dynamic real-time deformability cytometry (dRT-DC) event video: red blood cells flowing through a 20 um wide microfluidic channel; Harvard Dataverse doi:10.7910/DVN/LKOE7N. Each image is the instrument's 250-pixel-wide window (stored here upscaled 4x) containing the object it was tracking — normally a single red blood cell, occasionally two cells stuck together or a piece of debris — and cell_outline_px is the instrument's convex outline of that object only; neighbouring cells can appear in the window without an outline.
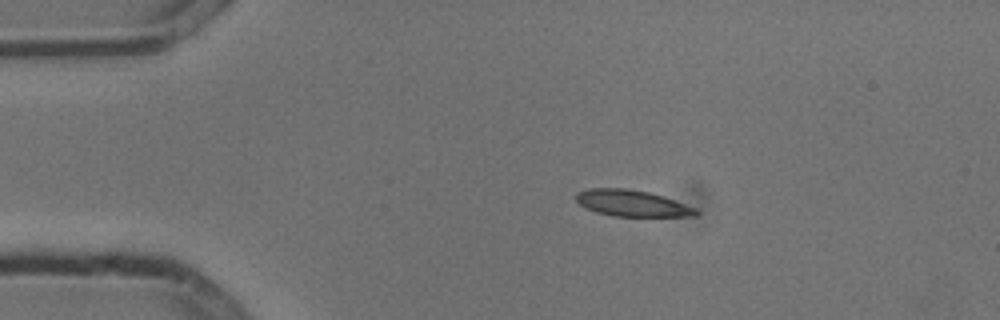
{"species": "common noctule bat (a hibernating species)", "species_latin": "Nyctalus noctula", "temperature_condition": "cold", "stored_images_in_passage": 3, "camera_frame_rate_fps": 3000, "um_per_image_px": 0.085, "animal": {"sex": "male", "body_mass_g": 13.3}, "frame": {"image": 1, "passage_image": 1, "time_ms": 0.0, "image_size_px": [1000, 320], "cell_outline_px": [[700, 212], [696, 216], [612, 216], [596, 212], [584, 208], [576, 200], [576, 192], [588, 188], [628, 188], [648, 192], [696, 208]], "centroid_in_image_um": [53.66, 17.27], "position_along_channel_um": 31.3, "area_um2": 18.32}}